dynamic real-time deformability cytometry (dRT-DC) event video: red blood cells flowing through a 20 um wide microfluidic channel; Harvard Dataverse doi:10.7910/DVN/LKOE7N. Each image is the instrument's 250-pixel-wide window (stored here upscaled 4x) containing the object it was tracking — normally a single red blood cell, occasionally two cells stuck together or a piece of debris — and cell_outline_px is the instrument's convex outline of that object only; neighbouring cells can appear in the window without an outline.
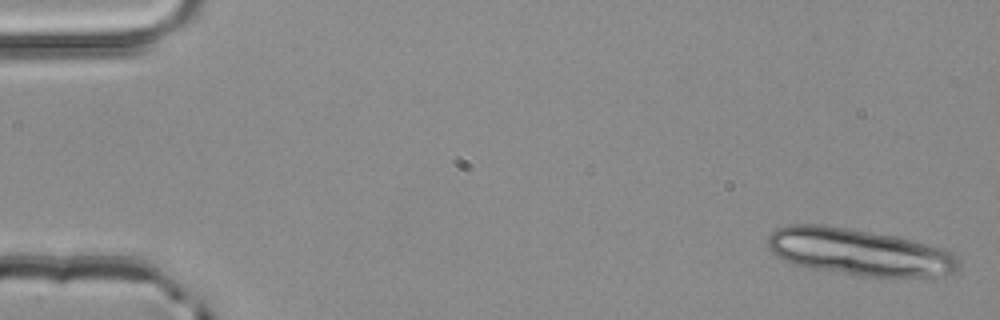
{"species": "common noctule bat (a hibernating species)", "species_latin": "Nyctalus noctula", "temperature_condition": "room temperature", "stored_images_in_passage": 4, "camera_frame_rate_fps": 3000, "um_per_image_px": 0.085, "animal": {"sex": "male", "body_mass_g": 20.4}, "frame": {"image": 1, "passage_image": 1, "time_ms": 0.0, "image_size_px": [1000, 320], "cell_outline_px": [[960, 268], [956, 272], [944, 276], [860, 276], [808, 268], [784, 260], [776, 256], [768, 248], [768, 236], [776, 228], [788, 224], [824, 224], [896, 236], [944, 248], [952, 252], [960, 260]], "centroid_in_image_um": [73.04, 21.42], "position_along_channel_um": 12.0, "area_um2": 52.42}}